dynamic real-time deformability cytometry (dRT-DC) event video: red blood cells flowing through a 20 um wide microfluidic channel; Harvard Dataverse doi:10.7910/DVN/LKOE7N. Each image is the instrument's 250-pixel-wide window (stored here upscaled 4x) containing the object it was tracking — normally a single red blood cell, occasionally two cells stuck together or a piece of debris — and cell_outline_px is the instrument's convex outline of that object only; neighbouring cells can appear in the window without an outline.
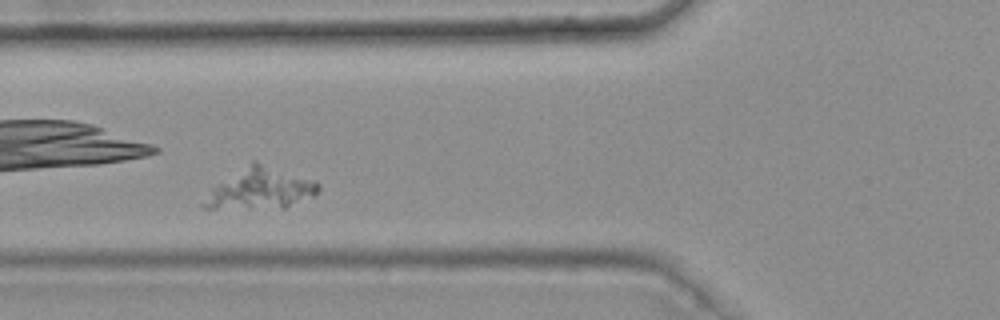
{"species": "common noctule bat (a hibernating species)", "species_latin": "Nyctalus noctula", "temperature_condition": "warm", "stored_images_in_passage": 7, "camera_frame_rate_fps": 3000, "um_per_image_px": 0.085, "animal": {"sex": "female", "body_mass_g": 25.1}, "frame": {"image": 1, "passage_image": 6, "time_ms": 1.667, "image_size_px": [1000, 320], "cell_outline_px": [[320, 188], [312, 196], [284, 208], [200, 208], [200, 204], [212, 188], [252, 160], [256, 160], [316, 180], [320, 184]], "centroid_in_image_um": [22.14, 16.02], "position_along_channel_um": 103.7, "area_um2": 27.34}}
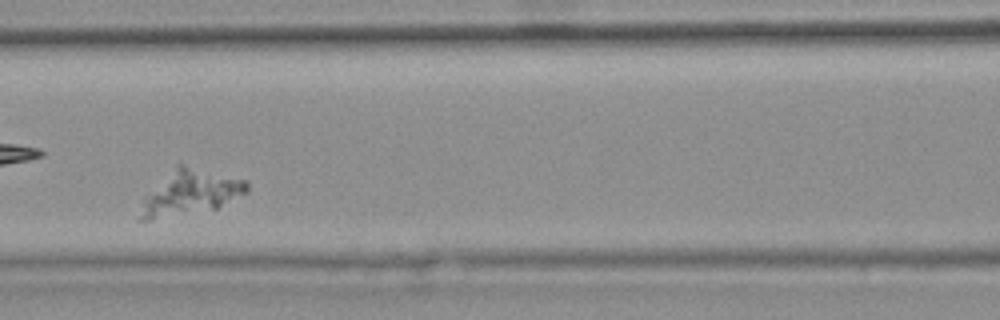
{"frame": {"image": 2, "passage_image": 7, "time_ms": 2.0, "image_size_px": [1000, 320], "cell_outline_px": [[248, 192], [216, 208], [148, 220], [136, 220], [144, 200], [176, 164], [180, 164], [244, 180], [248, 184]], "centroid_in_image_um": [16.17, 16.39], "position_along_channel_um": 150.4, "area_um2": 26.7}}